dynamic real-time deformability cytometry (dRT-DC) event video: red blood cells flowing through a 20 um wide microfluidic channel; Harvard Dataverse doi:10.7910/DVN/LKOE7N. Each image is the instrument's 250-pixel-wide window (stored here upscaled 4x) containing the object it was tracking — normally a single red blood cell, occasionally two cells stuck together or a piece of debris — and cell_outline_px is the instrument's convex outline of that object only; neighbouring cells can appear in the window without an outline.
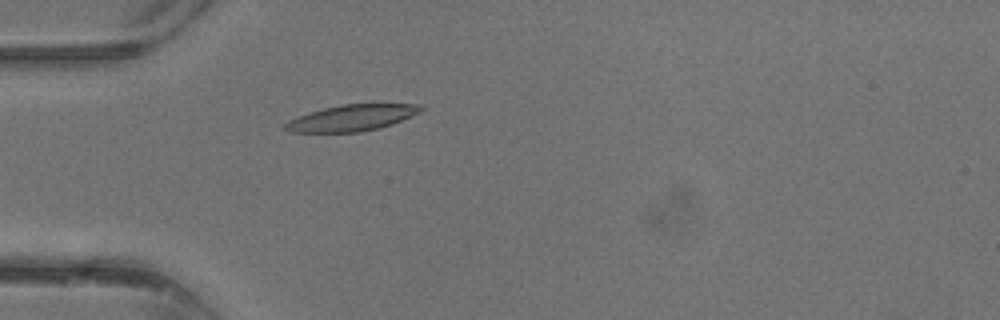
{"species": "common noctule bat (a hibernating species)", "species_latin": "Nyctalus noctula", "temperature_condition": "warm", "stored_images_in_passage": 38, "camera_frame_rate_fps": 3000, "um_per_image_px": 0.085, "animal": {"sex": "male", "body_mass_g": 13.3}, "frame": {"image": 1, "passage_image": 11, "time_ms": 3.333, "image_size_px": [1000, 320], "cell_outline_px": [[424, 108], [420, 112], [392, 124], [380, 128], [360, 132], [292, 132], [284, 128], [284, 124], [288, 120], [308, 112], [324, 108], [344, 104], [420, 104]], "centroid_in_image_um": [29.9, 10.02], "position_along_channel_um": 55.1, "area_um2": 20.63}}
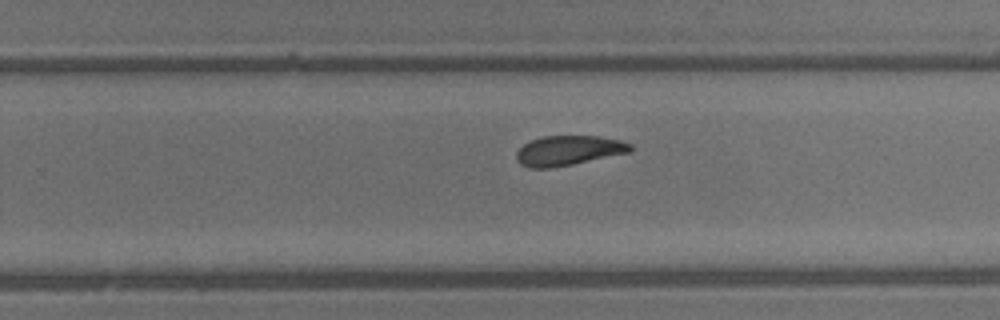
{"frame": {"image": 2, "passage_image": 24, "time_ms": 7.667, "image_size_px": [1000, 320], "cell_outline_px": [[632, 152], [552, 168], [528, 168], [520, 164], [516, 160], [516, 152], [524, 144], [532, 140], [544, 136], [600, 136], [620, 140], [632, 144]], "centroid_in_image_um": [48.33, 12.8], "position_along_channel_um": 281.5, "area_um2": 19.88}}
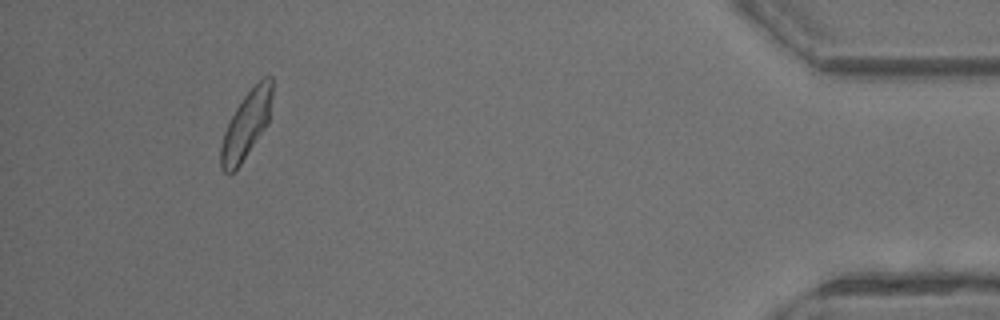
{"frame": {"image": 3, "passage_image": 35, "time_ms": 11.333, "image_size_px": [1000, 320], "cell_outline_px": [[272, 96], [268, 124], [240, 164], [232, 172], [224, 172], [220, 168], [220, 148], [224, 132], [236, 108], [244, 96], [264, 76], [272, 76]], "centroid_in_image_um": [20.94, 10.61], "position_along_channel_um": 414.3, "area_um2": 19.71}}